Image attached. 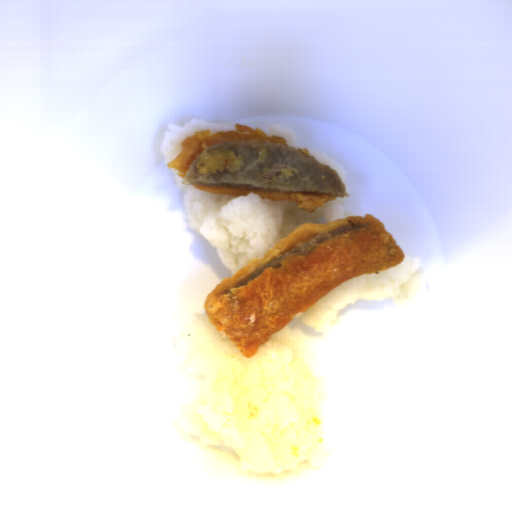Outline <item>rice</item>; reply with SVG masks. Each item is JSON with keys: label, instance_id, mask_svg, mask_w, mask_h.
<instances>
[{"label": "rice", "instance_id": "rice-1", "mask_svg": "<svg viewBox=\"0 0 512 512\" xmlns=\"http://www.w3.org/2000/svg\"><path fill=\"white\" fill-rule=\"evenodd\" d=\"M181 338L188 371L203 377L188 414L202 444L231 446L256 475L287 473L312 459L325 440L316 411L323 393L306 359V333L286 325L248 358L202 312Z\"/></svg>", "mask_w": 512, "mask_h": 512}, {"label": "rice", "instance_id": "rice-2", "mask_svg": "<svg viewBox=\"0 0 512 512\" xmlns=\"http://www.w3.org/2000/svg\"><path fill=\"white\" fill-rule=\"evenodd\" d=\"M173 176L183 192L189 227L215 248L231 277L305 223L346 219L336 199L307 212L291 200L271 201L254 191L247 196L209 193L183 184L177 170Z\"/></svg>", "mask_w": 512, "mask_h": 512}, {"label": "rice", "instance_id": "rice-3", "mask_svg": "<svg viewBox=\"0 0 512 512\" xmlns=\"http://www.w3.org/2000/svg\"><path fill=\"white\" fill-rule=\"evenodd\" d=\"M420 264L418 257L404 256L400 264L341 283L296 316L299 321L323 334L334 325L341 310L349 304L357 300L379 302L399 296L402 285L420 269Z\"/></svg>", "mask_w": 512, "mask_h": 512}, {"label": "rice", "instance_id": "rice-4", "mask_svg": "<svg viewBox=\"0 0 512 512\" xmlns=\"http://www.w3.org/2000/svg\"><path fill=\"white\" fill-rule=\"evenodd\" d=\"M236 124L225 121H207L205 119L193 118L184 126L176 124H169L168 131L165 133L162 143V156L166 163H170L180 155H182L183 145L182 142L194 136L196 132L211 130V134H218L219 132L236 130Z\"/></svg>", "mask_w": 512, "mask_h": 512}, {"label": "rice", "instance_id": "rice-5", "mask_svg": "<svg viewBox=\"0 0 512 512\" xmlns=\"http://www.w3.org/2000/svg\"><path fill=\"white\" fill-rule=\"evenodd\" d=\"M317 162L323 163L325 165H328L330 168H332L337 175L340 177V179L343 181L346 171L343 167L338 165L333 158H331L329 155L320 152V151H311L309 153Z\"/></svg>", "mask_w": 512, "mask_h": 512}, {"label": "rice", "instance_id": "rice-6", "mask_svg": "<svg viewBox=\"0 0 512 512\" xmlns=\"http://www.w3.org/2000/svg\"><path fill=\"white\" fill-rule=\"evenodd\" d=\"M267 132H268V137L284 138L287 145H289L290 147L292 146V144L294 143L295 138H296L294 132L291 131L290 129L286 128L283 125H273L272 124L271 126L268 127Z\"/></svg>", "mask_w": 512, "mask_h": 512}]
</instances>
